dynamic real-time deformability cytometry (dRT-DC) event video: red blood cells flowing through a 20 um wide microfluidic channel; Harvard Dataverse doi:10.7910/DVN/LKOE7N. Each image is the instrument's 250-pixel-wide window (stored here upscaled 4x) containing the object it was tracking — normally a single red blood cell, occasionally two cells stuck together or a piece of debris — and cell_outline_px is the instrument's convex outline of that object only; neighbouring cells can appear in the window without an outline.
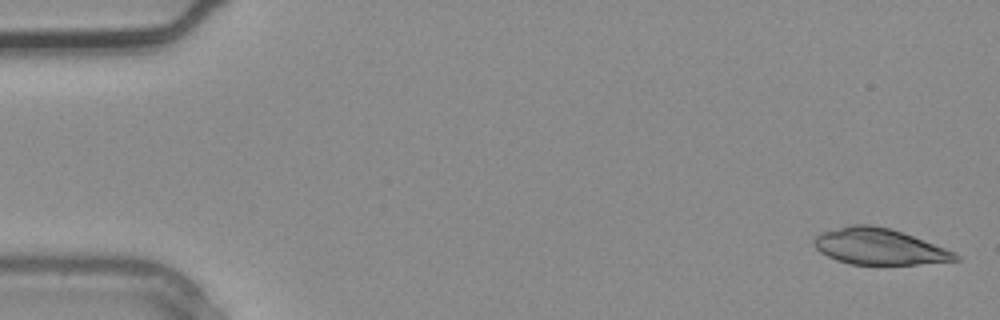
{"species": "common noctule bat (a hibernating species)", "species_latin": "Nyctalus noctula", "temperature_condition": "warm", "stored_images_in_passage": 3, "camera_frame_rate_fps": 3000, "um_per_image_px": 0.085, "animal": {"sex": "male", "body_mass_g": 20.4}, "frame": {"image": 1, "passage_image": 1, "time_ms": 0.0, "image_size_px": [1000, 320], "cell_outline_px": [[960, 260], [916, 264], [848, 264], [836, 260], [820, 252], [812, 244], [812, 240], [820, 232], [848, 224], [872, 224], [888, 228], [912, 236], [944, 248], [960, 256]], "centroid_in_image_um": [74.64, 20.95], "position_along_channel_um": 10.4, "area_um2": 29.59}}